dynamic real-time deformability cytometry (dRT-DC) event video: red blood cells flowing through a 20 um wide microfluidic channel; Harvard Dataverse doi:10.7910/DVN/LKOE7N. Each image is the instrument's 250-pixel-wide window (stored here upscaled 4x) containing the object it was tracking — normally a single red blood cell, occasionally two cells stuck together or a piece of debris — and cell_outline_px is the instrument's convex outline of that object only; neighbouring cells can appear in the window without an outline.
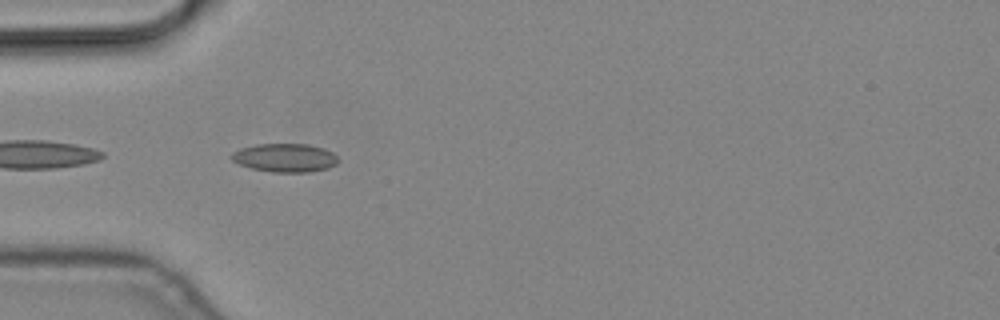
{"species": "common noctule bat (a hibernating species)", "species_latin": "Nyctalus noctula", "temperature_condition": "cold", "stored_images_in_passage": 7, "camera_frame_rate_fps": 3000, "um_per_image_px": 0.085, "animal": {"sex": "male", "body_mass_g": 19.2, "forearm_length_mm": 51.8}, "frame": {"image": 1, "passage_image": 4, "time_ms": 1.0, "image_size_px": [1000, 320], "cell_outline_px": [[340, 160], [336, 164], [328, 168], [308, 172], [272, 172], [252, 168], [240, 164], [232, 160], [232, 152], [240, 148], [256, 144], [308, 144], [324, 148], [332, 152]], "centroid_in_image_um": [24.24, 13.4], "position_along_channel_um": 60.8, "area_um2": 17.69}}
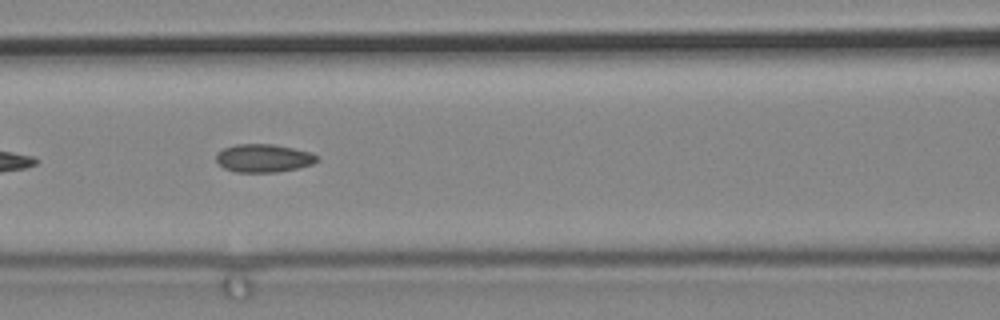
{"frame": {"image": 2, "passage_image": 6, "time_ms": 1.667, "image_size_px": [1000, 320], "cell_outline_px": [[320, 160], [312, 164], [296, 168], [276, 172], [236, 172], [224, 168], [216, 160], [216, 152], [224, 148], [236, 144], [272, 144], [292, 148], [308, 152], [320, 156]], "centroid_in_image_um": [22.4, 13.44], "position_along_channel_um": 144.2, "area_um2": 16.47}}
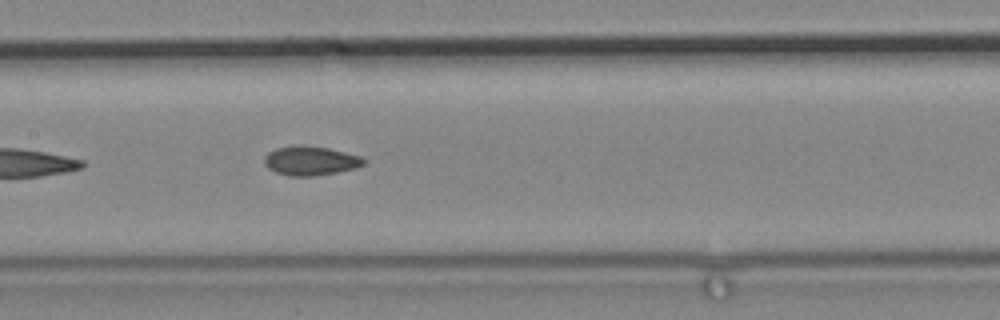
{"frame": {"image": 3, "passage_image": 7, "time_ms": 2.0, "image_size_px": [1000, 320], "cell_outline_px": [[364, 164], [356, 168], [336, 172], [312, 176], [288, 176], [276, 172], [268, 168], [264, 164], [264, 156], [268, 152], [276, 148], [328, 148], [360, 156], [364, 160]], "centroid_in_image_um": [26.38, 13.71], "position_along_channel_um": 181.0, "area_um2": 16.13}}